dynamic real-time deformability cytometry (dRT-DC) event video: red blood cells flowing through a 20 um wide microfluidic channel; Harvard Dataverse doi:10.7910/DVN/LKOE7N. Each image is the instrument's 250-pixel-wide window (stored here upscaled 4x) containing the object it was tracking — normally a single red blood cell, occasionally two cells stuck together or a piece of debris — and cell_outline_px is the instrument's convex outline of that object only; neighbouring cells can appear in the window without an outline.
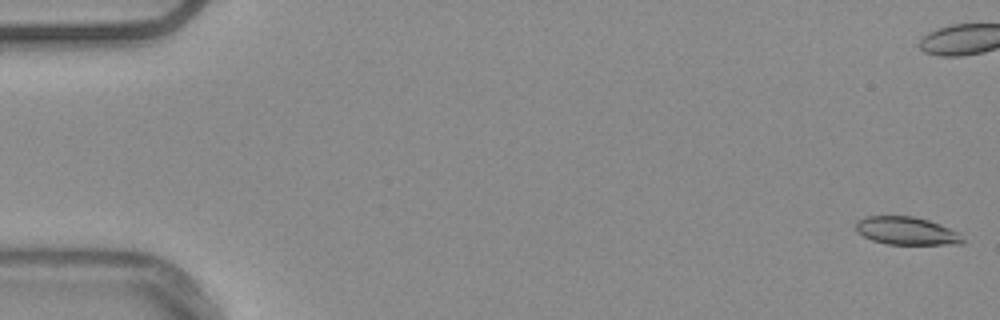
{"species": "common noctule bat (a hibernating species)", "species_latin": "Nyctalus noctula", "temperature_condition": "warm", "stored_images_in_passage": 55, "camera_frame_rate_fps": 3000, "um_per_image_px": 0.085, "animal": {"sex": "male", "body_mass_g": 20.4}, "frame": {"image": 1, "passage_image": 1, "time_ms": 0.0, "image_size_px": [1000, 320], "cell_outline_px": [[964, 244], [888, 244], [872, 240], [864, 236], [856, 228], [856, 220], [864, 216], [912, 216], [928, 220], [940, 224], [960, 232], [964, 240]], "centroid_in_image_um": [77.09, 19.62], "position_along_channel_um": 7.9, "area_um2": 17.4}, "authors_computed_cell_mechanics": {"area_um2": 18.496, "velocity_mm_per_s": 3.7831, "shape_relaxation_time_tau1_ms": 8.2565, "shape_relaxation_time_tau2_ms": 9.0602, "deformation_change_tau1": 0.1894, "deformation_change_tau2": 0.1596}}